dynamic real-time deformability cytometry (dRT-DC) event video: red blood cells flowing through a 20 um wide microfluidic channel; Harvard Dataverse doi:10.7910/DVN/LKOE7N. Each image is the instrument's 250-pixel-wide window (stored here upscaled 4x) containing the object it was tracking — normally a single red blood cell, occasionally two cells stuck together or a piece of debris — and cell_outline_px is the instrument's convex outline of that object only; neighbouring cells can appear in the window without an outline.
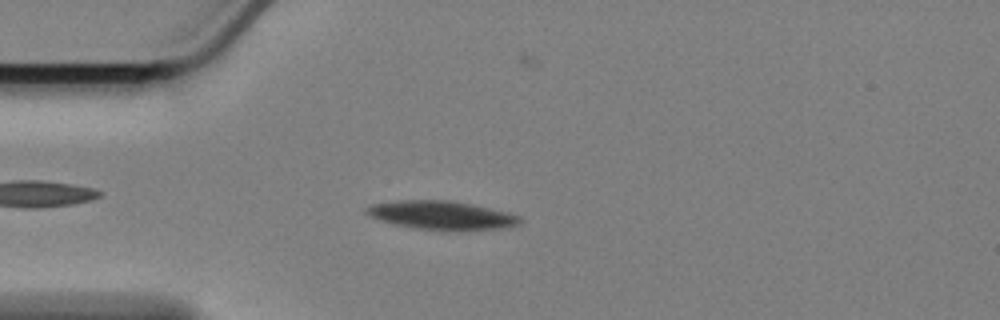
{"species": "Egyptian fruit bat (a non-hibernating species)", "species_latin": "Rousettus aegyptiacus", "temperature_condition": "cold", "stored_images_in_passage": 52, "camera_frame_rate_fps": 3000, "um_per_image_px": 0.085, "animal": {"sex": "female"}, "frame": {"image": 1, "passage_image": 7, "time_ms": 2.0, "image_size_px": [1000, 320], "cell_outline_px": [[524, 220], [520, 224], [508, 228], [460, 232], [436, 232], [396, 224], [380, 220], [364, 212], [364, 208], [376, 204], [400, 200], [444, 200], [472, 204], [508, 212], [520, 216]], "centroid_in_image_um": [37.65, 18.34], "position_along_channel_um": 47.4, "area_um2": 26.24}}
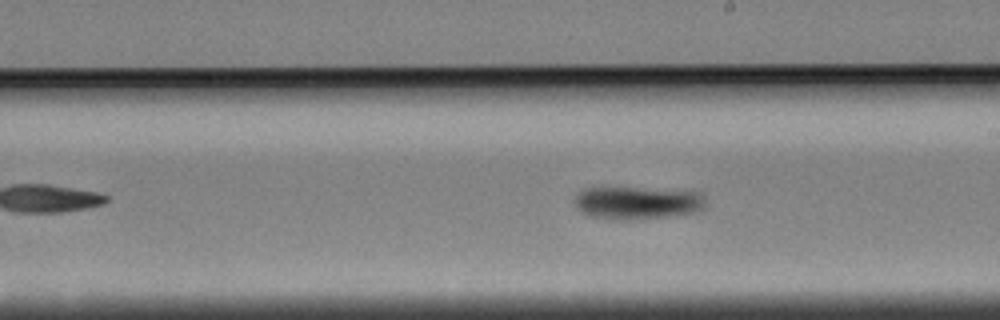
{"frame": {"image": 2, "passage_image": 25, "time_ms": 8.0, "image_size_px": [1000, 320], "cell_outline_px": [[704, 208], [700, 212], [672, 216], [632, 220], [616, 220], [588, 216], [580, 212], [576, 208], [576, 196], [584, 188], [632, 188], [696, 192], [704, 196]], "centroid_in_image_um": [54.16, 17.27], "position_along_channel_um": 234.8, "area_um2": 24.97}}
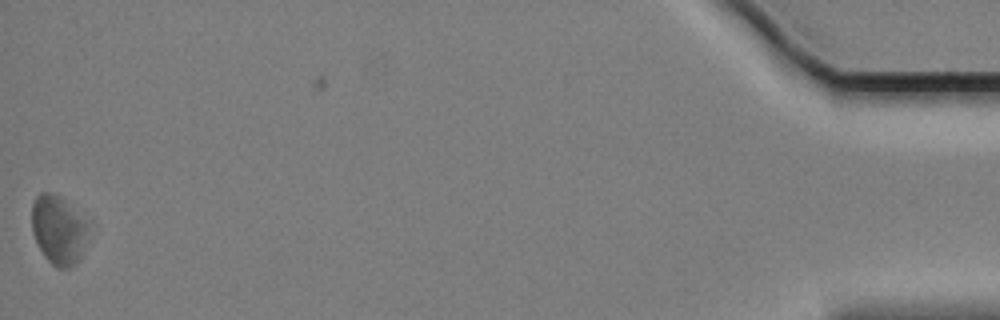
{"frame": {"image": 3, "passage_image": 51, "time_ms": 16.667, "image_size_px": [1000, 320], "cell_outline_px": [[84, 252], [80, 260], [76, 264], [68, 268], [56, 268], [44, 256], [32, 232], [32, 204], [36, 196], [40, 192], [52, 192], [60, 196], [84, 220]], "centroid_in_image_um": [4.91, 19.56], "position_along_channel_um": 430.3, "area_um2": 22.14}, "authors_computed_cell_mechanics": {"area_um2": 24.0737, "velocity_mm_per_s": 3.3446, "shape_relaxation_time_tau1_ms": 2.4261, "shape_relaxation_time_tau2_ms": null, "deformation_change_tau1": 0.0714, "deformation_change_tau2": null}}